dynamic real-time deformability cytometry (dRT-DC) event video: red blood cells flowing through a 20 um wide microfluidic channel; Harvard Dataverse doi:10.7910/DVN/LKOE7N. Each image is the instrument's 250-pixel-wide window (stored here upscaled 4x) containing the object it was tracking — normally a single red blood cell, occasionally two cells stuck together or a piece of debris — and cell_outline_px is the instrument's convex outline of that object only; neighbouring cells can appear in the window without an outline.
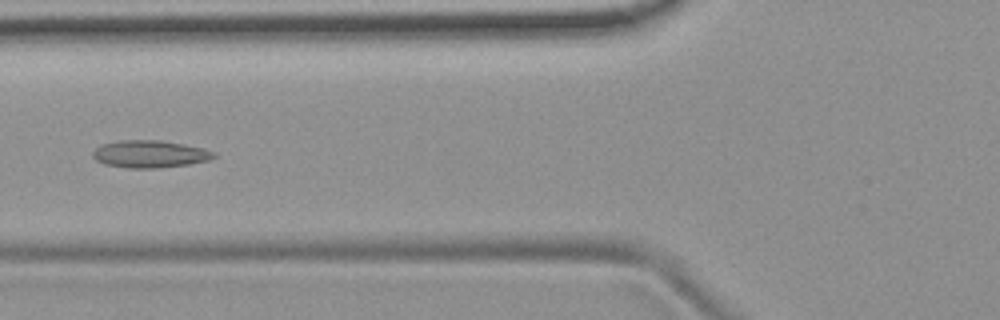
{"species": "common noctule bat (a hibernating species)", "species_latin": "Nyctalus noctula", "temperature_condition": "room temperature", "stored_images_in_passage": 6, "camera_frame_rate_fps": 3000, "um_per_image_px": 0.085, "animal": {"sex": "female", "body_mass_g": 19.9}, "frame": {"image": 1, "passage_image": 6, "time_ms": 5.667, "image_size_px": [1000, 320], "cell_outline_px": [[216, 156], [208, 160], [188, 164], [160, 168], [128, 168], [104, 164], [96, 160], [92, 156], [92, 152], [100, 144], [120, 140], [160, 140], [184, 144], [204, 148], [216, 152]], "centroid_in_image_um": [12.73, 13.09], "position_along_channel_um": 113.1, "area_um2": 19.42}}